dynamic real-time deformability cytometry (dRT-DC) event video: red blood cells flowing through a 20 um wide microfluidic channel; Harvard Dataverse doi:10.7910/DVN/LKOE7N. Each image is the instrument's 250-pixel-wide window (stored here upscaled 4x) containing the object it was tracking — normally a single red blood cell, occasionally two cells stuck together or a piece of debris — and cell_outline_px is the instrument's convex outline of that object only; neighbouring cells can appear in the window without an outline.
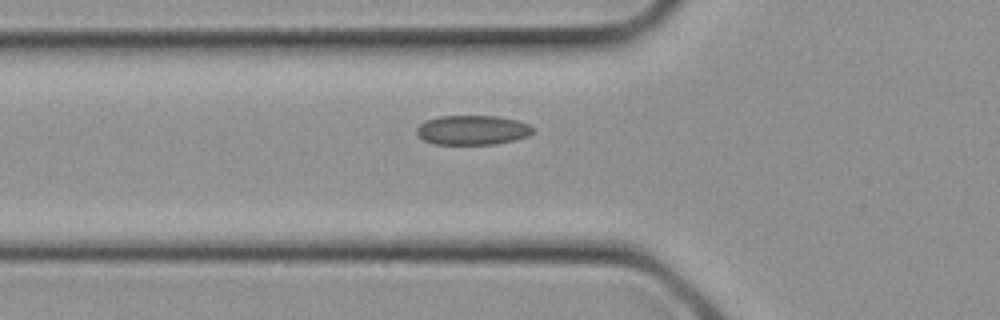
{"species": "common noctule bat (a hibernating species)", "species_latin": "Nyctalus noctula", "temperature_condition": "cold", "stored_images_in_passage": 3, "camera_frame_rate_fps": 3000, "um_per_image_px": 0.085, "animal": {"sex": "female", "body_mass_g": 21.9}, "frame": {"image": 1, "passage_image": 3, "time_ms": 0.667, "image_size_px": [1000, 320], "cell_outline_px": [[532, 132], [528, 136], [516, 140], [496, 144], [432, 144], [424, 140], [416, 132], [416, 128], [420, 124], [428, 120], [440, 116], [496, 116], [516, 120], [528, 124], [532, 128]], "centroid_in_image_um": [40.15, 11.06], "position_along_channel_um": 85.6, "area_um2": 19.88}}